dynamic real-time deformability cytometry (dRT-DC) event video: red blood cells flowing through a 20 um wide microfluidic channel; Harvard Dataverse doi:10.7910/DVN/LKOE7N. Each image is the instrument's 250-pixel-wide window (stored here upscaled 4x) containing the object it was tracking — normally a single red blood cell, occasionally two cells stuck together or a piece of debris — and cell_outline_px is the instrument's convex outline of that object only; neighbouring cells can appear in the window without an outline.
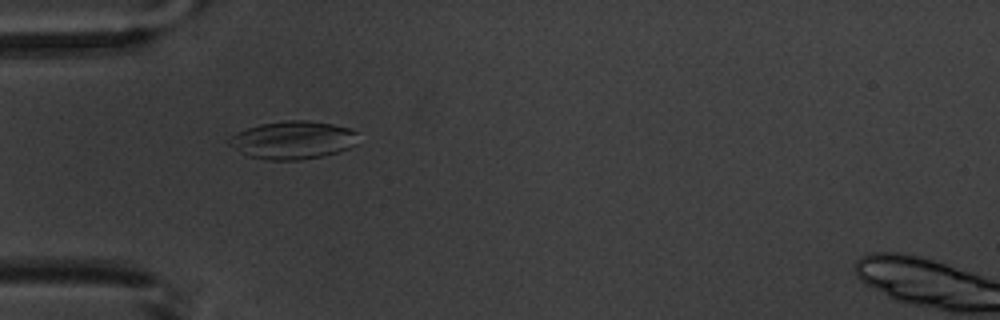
{"species": "common noctule bat (a hibernating species)", "species_latin": "Nyctalus noctula", "temperature_condition": "warm", "stored_images_in_passage": 6, "camera_frame_rate_fps": 3000, "um_per_image_px": 0.085, "animal": {"sex": "male", "body_mass_g": 20.1, "forearm_length_mm": 53.5}, "frame": {"image": 1, "passage_image": 5, "time_ms": 4.667, "image_size_px": [1000, 320], "cell_outline_px": [[356, 144], [348, 148], [324, 156], [300, 160], [264, 160], [248, 156], [228, 144], [228, 140], [236, 132], [260, 124], [284, 120], [308, 120], [332, 124], [348, 128], [356, 132]], "centroid_in_image_um": [24.87, 11.91], "position_along_channel_um": 60.1, "area_um2": 28.5}}
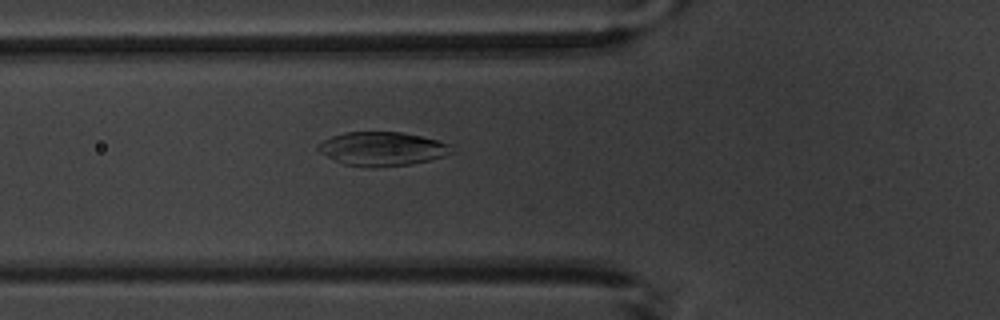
{"frame": {"image": 2, "passage_image": 6, "time_ms": 5.667, "image_size_px": [1000, 320], "cell_outline_px": [[456, 152], [444, 156], [428, 160], [408, 164], [372, 168], [344, 164], [320, 152], [316, 148], [316, 144], [332, 136], [344, 132], [400, 132], [420, 136], [436, 140], [448, 144]], "centroid_in_image_um": [32.47, 12.65], "position_along_channel_um": 93.3, "area_um2": 26.13}}